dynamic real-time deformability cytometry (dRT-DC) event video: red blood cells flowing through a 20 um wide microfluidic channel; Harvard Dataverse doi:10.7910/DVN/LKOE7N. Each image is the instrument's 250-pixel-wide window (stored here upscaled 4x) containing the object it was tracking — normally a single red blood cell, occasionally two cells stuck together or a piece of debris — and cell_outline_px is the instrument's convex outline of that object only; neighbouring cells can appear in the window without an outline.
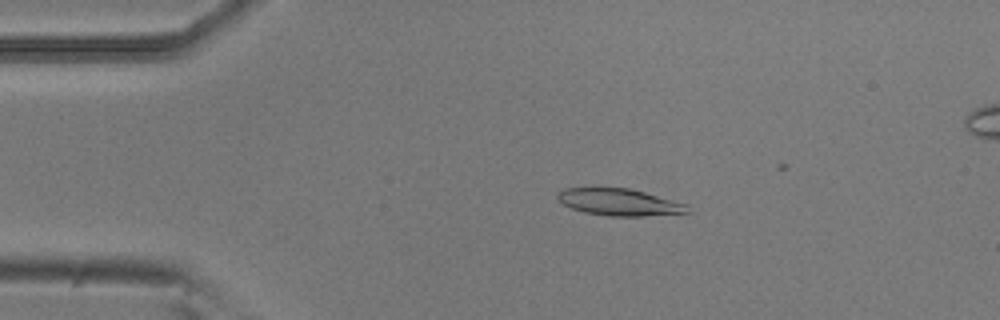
{"species": "common noctule bat (a hibernating species)", "species_latin": "Nyctalus noctula", "temperature_condition": "room temperature", "stored_images_in_passage": 4, "camera_frame_rate_fps": 3000, "um_per_image_px": 0.085, "animal": {"sex": "male", "body_mass_g": 20.5, "forearm_length_mm": 52.5}, "frame": {"image": 1, "passage_image": 2, "time_ms": 0.333, "image_size_px": [1000, 320], "cell_outline_px": [[692, 212], [644, 216], [608, 216], [584, 212], [572, 208], [564, 204], [556, 196], [564, 188], [628, 188], [644, 192], [688, 204]], "centroid_in_image_um": [52.69, 17.19], "position_along_channel_um": 32.3, "area_um2": 20.23}}